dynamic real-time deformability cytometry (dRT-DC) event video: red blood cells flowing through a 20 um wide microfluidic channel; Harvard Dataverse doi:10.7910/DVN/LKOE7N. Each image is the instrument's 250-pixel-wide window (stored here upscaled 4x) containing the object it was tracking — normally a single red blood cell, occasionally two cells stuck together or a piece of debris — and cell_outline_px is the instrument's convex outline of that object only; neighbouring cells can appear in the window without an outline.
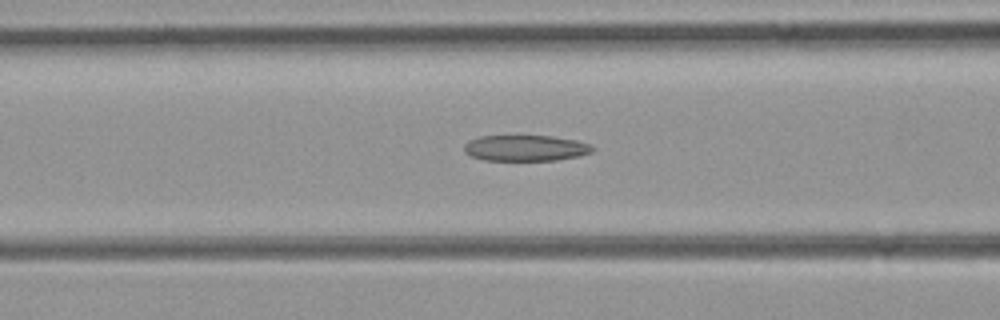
{"species": "common noctule bat (a hibernating species)", "species_latin": "Nyctalus noctula", "temperature_condition": "room temperature", "stored_images_in_passage": 42, "camera_frame_rate_fps": 3000, "um_per_image_px": 0.085, "animal": {"sex": "female", "body_mass_g": 21.9}, "frame": {"image": 1, "passage_image": 19, "time_ms": 6.0, "image_size_px": [1000, 320], "cell_outline_px": [[596, 148], [592, 152], [580, 156], [556, 160], [484, 160], [472, 156], [464, 152], [464, 144], [468, 140], [480, 136], [552, 136], [576, 140], [588, 144]], "centroid_in_image_um": [44.67, 12.58], "position_along_channel_um": 121.9, "area_um2": 19.42}}
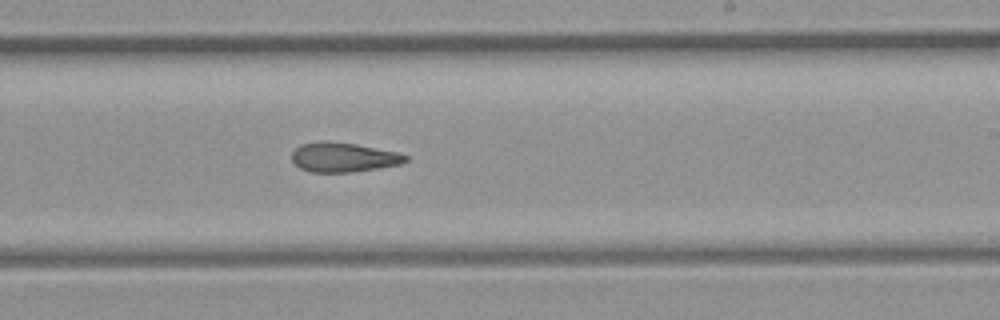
{"frame": {"image": 2, "passage_image": 29, "time_ms": 9.333, "image_size_px": [1000, 320], "cell_outline_px": [[408, 160], [400, 164], [352, 172], [312, 172], [300, 168], [292, 160], [292, 152], [300, 144], [316, 140], [328, 140], [356, 144], [400, 152], [408, 156]], "centroid_in_image_um": [29.18, 13.34], "position_along_channel_um": 259.8, "area_um2": 19.77}}
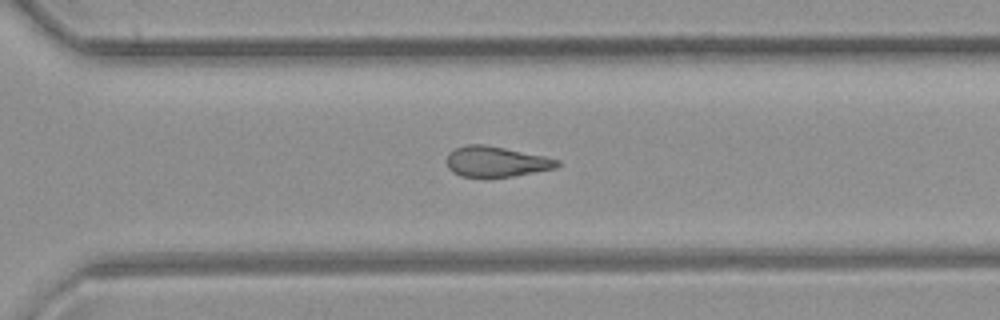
{"frame": {"image": 3, "passage_image": 34, "time_ms": 11.0, "image_size_px": [1000, 320], "cell_outline_px": [[560, 164], [556, 168], [512, 176], [488, 180], [484, 180], [460, 176], [452, 172], [448, 168], [448, 152], [456, 148], [468, 144], [484, 144], [544, 156], [560, 160]], "centroid_in_image_um": [42.13, 13.78], "position_along_channel_um": 328.5, "area_um2": 20.11}}